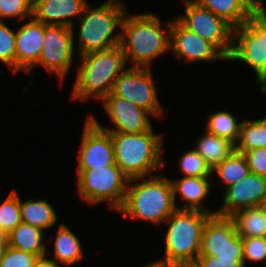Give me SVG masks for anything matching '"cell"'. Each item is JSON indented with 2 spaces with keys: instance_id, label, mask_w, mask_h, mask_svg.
I'll return each instance as SVG.
<instances>
[{
  "instance_id": "cell-1",
  "label": "cell",
  "mask_w": 266,
  "mask_h": 267,
  "mask_svg": "<svg viewBox=\"0 0 266 267\" xmlns=\"http://www.w3.org/2000/svg\"><path fill=\"white\" fill-rule=\"evenodd\" d=\"M161 22L152 12L130 15L128 11L124 15L120 46L130 67L151 68L153 60L171 51L172 20L164 21L165 29Z\"/></svg>"
},
{
  "instance_id": "cell-2",
  "label": "cell",
  "mask_w": 266,
  "mask_h": 267,
  "mask_svg": "<svg viewBox=\"0 0 266 267\" xmlns=\"http://www.w3.org/2000/svg\"><path fill=\"white\" fill-rule=\"evenodd\" d=\"M176 209L170 178L153 174L129 179L124 201L116 213L157 226Z\"/></svg>"
},
{
  "instance_id": "cell-3",
  "label": "cell",
  "mask_w": 266,
  "mask_h": 267,
  "mask_svg": "<svg viewBox=\"0 0 266 267\" xmlns=\"http://www.w3.org/2000/svg\"><path fill=\"white\" fill-rule=\"evenodd\" d=\"M77 77L71 91L72 100L102 101L113 90L120 74L127 68L126 59L120 45L95 51L78 57Z\"/></svg>"
},
{
  "instance_id": "cell-4",
  "label": "cell",
  "mask_w": 266,
  "mask_h": 267,
  "mask_svg": "<svg viewBox=\"0 0 266 267\" xmlns=\"http://www.w3.org/2000/svg\"><path fill=\"white\" fill-rule=\"evenodd\" d=\"M116 165L129 178L152 176L163 170V133L154 134L153 128L143 133L110 132Z\"/></svg>"
},
{
  "instance_id": "cell-5",
  "label": "cell",
  "mask_w": 266,
  "mask_h": 267,
  "mask_svg": "<svg viewBox=\"0 0 266 267\" xmlns=\"http://www.w3.org/2000/svg\"><path fill=\"white\" fill-rule=\"evenodd\" d=\"M127 10L123 0H105L97 8L87 4L78 20L77 56L120 45V30ZM118 27L119 32L114 33Z\"/></svg>"
},
{
  "instance_id": "cell-6",
  "label": "cell",
  "mask_w": 266,
  "mask_h": 267,
  "mask_svg": "<svg viewBox=\"0 0 266 267\" xmlns=\"http://www.w3.org/2000/svg\"><path fill=\"white\" fill-rule=\"evenodd\" d=\"M212 214L176 209L167 222L164 256L157 260L177 267H190L198 258L204 225Z\"/></svg>"
},
{
  "instance_id": "cell-7",
  "label": "cell",
  "mask_w": 266,
  "mask_h": 267,
  "mask_svg": "<svg viewBox=\"0 0 266 267\" xmlns=\"http://www.w3.org/2000/svg\"><path fill=\"white\" fill-rule=\"evenodd\" d=\"M227 61H239L249 65L260 85V92L266 94V6L264 4L244 24L233 29L232 50Z\"/></svg>"
},
{
  "instance_id": "cell-8",
  "label": "cell",
  "mask_w": 266,
  "mask_h": 267,
  "mask_svg": "<svg viewBox=\"0 0 266 267\" xmlns=\"http://www.w3.org/2000/svg\"><path fill=\"white\" fill-rule=\"evenodd\" d=\"M77 191L90 205L109 202L115 212L122 206L129 178L116 165L77 170Z\"/></svg>"
},
{
  "instance_id": "cell-9",
  "label": "cell",
  "mask_w": 266,
  "mask_h": 267,
  "mask_svg": "<svg viewBox=\"0 0 266 267\" xmlns=\"http://www.w3.org/2000/svg\"><path fill=\"white\" fill-rule=\"evenodd\" d=\"M74 26L72 28L63 25H45L44 39L38 62L27 72L30 77L34 76L32 71L36 66H43L50 74L59 78L60 85L63 84L74 58Z\"/></svg>"
},
{
  "instance_id": "cell-10",
  "label": "cell",
  "mask_w": 266,
  "mask_h": 267,
  "mask_svg": "<svg viewBox=\"0 0 266 267\" xmlns=\"http://www.w3.org/2000/svg\"><path fill=\"white\" fill-rule=\"evenodd\" d=\"M184 13L176 18L193 33L213 43L227 58L233 42V27L194 0H182Z\"/></svg>"
},
{
  "instance_id": "cell-11",
  "label": "cell",
  "mask_w": 266,
  "mask_h": 267,
  "mask_svg": "<svg viewBox=\"0 0 266 267\" xmlns=\"http://www.w3.org/2000/svg\"><path fill=\"white\" fill-rule=\"evenodd\" d=\"M112 93L144 108L154 117H163L151 68L128 67L115 81Z\"/></svg>"
},
{
  "instance_id": "cell-12",
  "label": "cell",
  "mask_w": 266,
  "mask_h": 267,
  "mask_svg": "<svg viewBox=\"0 0 266 267\" xmlns=\"http://www.w3.org/2000/svg\"><path fill=\"white\" fill-rule=\"evenodd\" d=\"M199 255L243 259L242 237L229 216L211 215L206 221Z\"/></svg>"
},
{
  "instance_id": "cell-13",
  "label": "cell",
  "mask_w": 266,
  "mask_h": 267,
  "mask_svg": "<svg viewBox=\"0 0 266 267\" xmlns=\"http://www.w3.org/2000/svg\"><path fill=\"white\" fill-rule=\"evenodd\" d=\"M102 105L109 116L111 125L114 128L107 127L99 123L94 115L89 117L102 129L108 132H118L124 134L143 133L152 129L151 119L153 115L142 107L115 96L112 92L102 100Z\"/></svg>"
},
{
  "instance_id": "cell-14",
  "label": "cell",
  "mask_w": 266,
  "mask_h": 267,
  "mask_svg": "<svg viewBox=\"0 0 266 267\" xmlns=\"http://www.w3.org/2000/svg\"><path fill=\"white\" fill-rule=\"evenodd\" d=\"M77 154V170L116 164L110 132L100 128L90 117L85 120Z\"/></svg>"
},
{
  "instance_id": "cell-15",
  "label": "cell",
  "mask_w": 266,
  "mask_h": 267,
  "mask_svg": "<svg viewBox=\"0 0 266 267\" xmlns=\"http://www.w3.org/2000/svg\"><path fill=\"white\" fill-rule=\"evenodd\" d=\"M170 50L178 60L186 63L227 60L213 43L187 29L177 18L171 23Z\"/></svg>"
},
{
  "instance_id": "cell-16",
  "label": "cell",
  "mask_w": 266,
  "mask_h": 267,
  "mask_svg": "<svg viewBox=\"0 0 266 267\" xmlns=\"http://www.w3.org/2000/svg\"><path fill=\"white\" fill-rule=\"evenodd\" d=\"M265 198L266 177L249 173L223 191L222 206L215 214L230 217L238 210L262 206Z\"/></svg>"
},
{
  "instance_id": "cell-17",
  "label": "cell",
  "mask_w": 266,
  "mask_h": 267,
  "mask_svg": "<svg viewBox=\"0 0 266 267\" xmlns=\"http://www.w3.org/2000/svg\"><path fill=\"white\" fill-rule=\"evenodd\" d=\"M44 24L33 17L16 31V73H27L39 60Z\"/></svg>"
},
{
  "instance_id": "cell-18",
  "label": "cell",
  "mask_w": 266,
  "mask_h": 267,
  "mask_svg": "<svg viewBox=\"0 0 266 267\" xmlns=\"http://www.w3.org/2000/svg\"><path fill=\"white\" fill-rule=\"evenodd\" d=\"M87 4L86 0H33V18L45 25L72 28V18L79 19Z\"/></svg>"
},
{
  "instance_id": "cell-19",
  "label": "cell",
  "mask_w": 266,
  "mask_h": 267,
  "mask_svg": "<svg viewBox=\"0 0 266 267\" xmlns=\"http://www.w3.org/2000/svg\"><path fill=\"white\" fill-rule=\"evenodd\" d=\"M174 194V203L177 209L197 210L214 215L216 210H210L202 203L209 195L212 177H179L171 179ZM179 195L183 205L176 204V197Z\"/></svg>"
},
{
  "instance_id": "cell-20",
  "label": "cell",
  "mask_w": 266,
  "mask_h": 267,
  "mask_svg": "<svg viewBox=\"0 0 266 267\" xmlns=\"http://www.w3.org/2000/svg\"><path fill=\"white\" fill-rule=\"evenodd\" d=\"M221 17L233 28L244 24L263 4V0H194Z\"/></svg>"
},
{
  "instance_id": "cell-21",
  "label": "cell",
  "mask_w": 266,
  "mask_h": 267,
  "mask_svg": "<svg viewBox=\"0 0 266 267\" xmlns=\"http://www.w3.org/2000/svg\"><path fill=\"white\" fill-rule=\"evenodd\" d=\"M57 229L53 245V258L50 259L65 267L80 263L84 258V251L79 238L64 223Z\"/></svg>"
},
{
  "instance_id": "cell-22",
  "label": "cell",
  "mask_w": 266,
  "mask_h": 267,
  "mask_svg": "<svg viewBox=\"0 0 266 267\" xmlns=\"http://www.w3.org/2000/svg\"><path fill=\"white\" fill-rule=\"evenodd\" d=\"M44 233L38 227L21 222L7 235L8 246L38 257L45 256L48 249L46 248Z\"/></svg>"
},
{
  "instance_id": "cell-23",
  "label": "cell",
  "mask_w": 266,
  "mask_h": 267,
  "mask_svg": "<svg viewBox=\"0 0 266 267\" xmlns=\"http://www.w3.org/2000/svg\"><path fill=\"white\" fill-rule=\"evenodd\" d=\"M19 207L22 222L38 227L45 231L52 228L58 220L55 208L44 199H29L21 201L19 196Z\"/></svg>"
},
{
  "instance_id": "cell-24",
  "label": "cell",
  "mask_w": 266,
  "mask_h": 267,
  "mask_svg": "<svg viewBox=\"0 0 266 267\" xmlns=\"http://www.w3.org/2000/svg\"><path fill=\"white\" fill-rule=\"evenodd\" d=\"M194 149L203 157L206 163L213 169L235 151V144L205 130L200 138L196 139Z\"/></svg>"
},
{
  "instance_id": "cell-25",
  "label": "cell",
  "mask_w": 266,
  "mask_h": 267,
  "mask_svg": "<svg viewBox=\"0 0 266 267\" xmlns=\"http://www.w3.org/2000/svg\"><path fill=\"white\" fill-rule=\"evenodd\" d=\"M230 217L242 238L266 237V212L262 206L238 210Z\"/></svg>"
},
{
  "instance_id": "cell-26",
  "label": "cell",
  "mask_w": 266,
  "mask_h": 267,
  "mask_svg": "<svg viewBox=\"0 0 266 267\" xmlns=\"http://www.w3.org/2000/svg\"><path fill=\"white\" fill-rule=\"evenodd\" d=\"M214 173L220 178L218 182L221 181L225 184L223 186L225 190L245 178L250 173V169L245 156L242 153L234 151L229 157L212 169V176H214Z\"/></svg>"
},
{
  "instance_id": "cell-27",
  "label": "cell",
  "mask_w": 266,
  "mask_h": 267,
  "mask_svg": "<svg viewBox=\"0 0 266 267\" xmlns=\"http://www.w3.org/2000/svg\"><path fill=\"white\" fill-rule=\"evenodd\" d=\"M260 147L266 148V116L257 120L242 121L235 151L243 154Z\"/></svg>"
},
{
  "instance_id": "cell-28",
  "label": "cell",
  "mask_w": 266,
  "mask_h": 267,
  "mask_svg": "<svg viewBox=\"0 0 266 267\" xmlns=\"http://www.w3.org/2000/svg\"><path fill=\"white\" fill-rule=\"evenodd\" d=\"M205 130L218 137L228 139L234 144L238 141L242 122L229 111L219 110L208 114Z\"/></svg>"
},
{
  "instance_id": "cell-29",
  "label": "cell",
  "mask_w": 266,
  "mask_h": 267,
  "mask_svg": "<svg viewBox=\"0 0 266 267\" xmlns=\"http://www.w3.org/2000/svg\"><path fill=\"white\" fill-rule=\"evenodd\" d=\"M21 222L19 194L13 189L0 204V231L8 235Z\"/></svg>"
},
{
  "instance_id": "cell-30",
  "label": "cell",
  "mask_w": 266,
  "mask_h": 267,
  "mask_svg": "<svg viewBox=\"0 0 266 267\" xmlns=\"http://www.w3.org/2000/svg\"><path fill=\"white\" fill-rule=\"evenodd\" d=\"M179 168L183 177H213L212 169L194 148L182 154Z\"/></svg>"
},
{
  "instance_id": "cell-31",
  "label": "cell",
  "mask_w": 266,
  "mask_h": 267,
  "mask_svg": "<svg viewBox=\"0 0 266 267\" xmlns=\"http://www.w3.org/2000/svg\"><path fill=\"white\" fill-rule=\"evenodd\" d=\"M0 62L16 73V32L0 21Z\"/></svg>"
},
{
  "instance_id": "cell-32",
  "label": "cell",
  "mask_w": 266,
  "mask_h": 267,
  "mask_svg": "<svg viewBox=\"0 0 266 267\" xmlns=\"http://www.w3.org/2000/svg\"><path fill=\"white\" fill-rule=\"evenodd\" d=\"M33 17V0H0V21L16 18L18 22Z\"/></svg>"
},
{
  "instance_id": "cell-33",
  "label": "cell",
  "mask_w": 266,
  "mask_h": 267,
  "mask_svg": "<svg viewBox=\"0 0 266 267\" xmlns=\"http://www.w3.org/2000/svg\"><path fill=\"white\" fill-rule=\"evenodd\" d=\"M244 267L246 262L266 265V237L242 238Z\"/></svg>"
},
{
  "instance_id": "cell-34",
  "label": "cell",
  "mask_w": 266,
  "mask_h": 267,
  "mask_svg": "<svg viewBox=\"0 0 266 267\" xmlns=\"http://www.w3.org/2000/svg\"><path fill=\"white\" fill-rule=\"evenodd\" d=\"M38 256L7 246L0 256V267H33Z\"/></svg>"
},
{
  "instance_id": "cell-35",
  "label": "cell",
  "mask_w": 266,
  "mask_h": 267,
  "mask_svg": "<svg viewBox=\"0 0 266 267\" xmlns=\"http://www.w3.org/2000/svg\"><path fill=\"white\" fill-rule=\"evenodd\" d=\"M250 173L266 177V148H255L243 153Z\"/></svg>"
},
{
  "instance_id": "cell-36",
  "label": "cell",
  "mask_w": 266,
  "mask_h": 267,
  "mask_svg": "<svg viewBox=\"0 0 266 267\" xmlns=\"http://www.w3.org/2000/svg\"><path fill=\"white\" fill-rule=\"evenodd\" d=\"M190 267H244L243 259L217 258L216 256L199 255Z\"/></svg>"
},
{
  "instance_id": "cell-37",
  "label": "cell",
  "mask_w": 266,
  "mask_h": 267,
  "mask_svg": "<svg viewBox=\"0 0 266 267\" xmlns=\"http://www.w3.org/2000/svg\"><path fill=\"white\" fill-rule=\"evenodd\" d=\"M46 256L47 255L38 257L33 267H60L61 266L55 263L52 259L50 258L48 259Z\"/></svg>"
},
{
  "instance_id": "cell-38",
  "label": "cell",
  "mask_w": 266,
  "mask_h": 267,
  "mask_svg": "<svg viewBox=\"0 0 266 267\" xmlns=\"http://www.w3.org/2000/svg\"><path fill=\"white\" fill-rule=\"evenodd\" d=\"M142 267H177L173 264H169L167 262H162V261H159V260H155V261H149L147 263V265H144Z\"/></svg>"
},
{
  "instance_id": "cell-39",
  "label": "cell",
  "mask_w": 266,
  "mask_h": 267,
  "mask_svg": "<svg viewBox=\"0 0 266 267\" xmlns=\"http://www.w3.org/2000/svg\"><path fill=\"white\" fill-rule=\"evenodd\" d=\"M7 246V235L0 231V256L5 252Z\"/></svg>"
},
{
  "instance_id": "cell-40",
  "label": "cell",
  "mask_w": 266,
  "mask_h": 267,
  "mask_svg": "<svg viewBox=\"0 0 266 267\" xmlns=\"http://www.w3.org/2000/svg\"><path fill=\"white\" fill-rule=\"evenodd\" d=\"M262 207L264 208L265 212H266V198L263 201Z\"/></svg>"
}]
</instances>
